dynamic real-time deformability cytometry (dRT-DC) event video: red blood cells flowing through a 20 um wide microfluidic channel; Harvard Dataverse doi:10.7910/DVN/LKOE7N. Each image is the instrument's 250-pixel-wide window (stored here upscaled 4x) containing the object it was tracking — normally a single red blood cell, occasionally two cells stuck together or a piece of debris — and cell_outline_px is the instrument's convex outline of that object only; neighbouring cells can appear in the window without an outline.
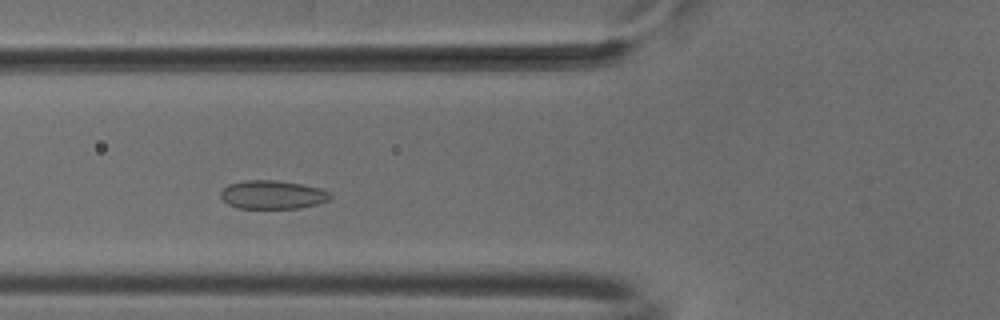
{"species": "common noctule bat (a hibernating species)", "species_latin": "Nyctalus noctula", "temperature_condition": "cold", "stored_images_in_passage": 46, "camera_frame_rate_fps": 3000, "um_per_image_px": 0.085, "animal": {"sex": "male", "body_mass_g": 18.8}, "frame": {"image": 1, "passage_image": 13, "time_ms": 4.0, "image_size_px": [1000, 320], "cell_outline_px": [[332, 196], [328, 200], [316, 204], [300, 208], [236, 208], [228, 204], [220, 196], [220, 192], [228, 184], [244, 180], [276, 180], [300, 184], [320, 188], [328, 192]], "centroid_in_image_um": [23.13, 16.55], "position_along_channel_um": 102.7, "area_um2": 18.15}}
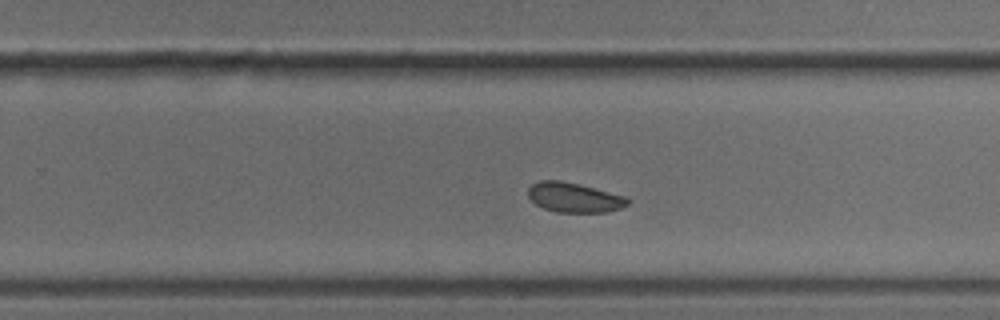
{"frame": {"image": 2, "passage_image": 27, "time_ms": 8.667, "image_size_px": [1000, 320], "cell_outline_px": [[632, 200], [628, 204], [620, 208], [608, 212], [556, 212], [544, 208], [536, 204], [528, 196], [528, 188], [532, 184], [540, 180], [560, 180], [628, 196]], "centroid_in_image_um": [48.83, 16.79], "position_along_channel_um": 281.0, "area_um2": 17.28}}
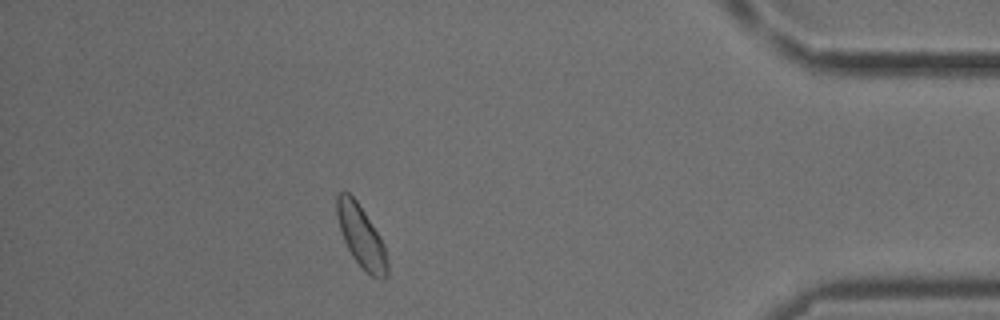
{"frame": {"image": 3, "passage_image": 40, "time_ms": 13.0, "image_size_px": [1000, 320], "cell_outline_px": [[388, 276], [384, 280], [380, 280], [364, 272], [352, 256], [344, 240], [336, 216], [336, 196], [340, 192], [348, 192], [356, 200], [380, 236], [384, 244], [388, 260]], "centroid_in_image_um": [30.72, 20.15], "position_along_channel_um": 404.5, "area_um2": 18.38}}